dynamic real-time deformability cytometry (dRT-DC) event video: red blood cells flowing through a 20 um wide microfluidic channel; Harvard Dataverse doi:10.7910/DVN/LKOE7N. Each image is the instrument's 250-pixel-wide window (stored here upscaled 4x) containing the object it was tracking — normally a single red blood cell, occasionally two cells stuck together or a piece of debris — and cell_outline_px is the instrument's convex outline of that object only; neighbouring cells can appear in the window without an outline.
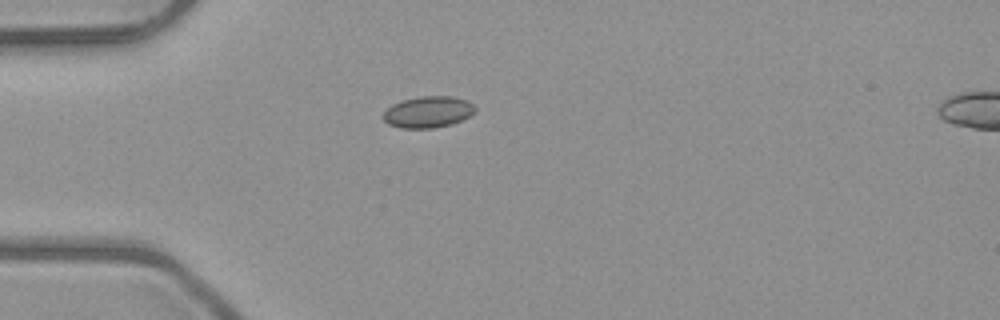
{"species": "common noctule bat (a hibernating species)", "species_latin": "Nyctalus noctula", "temperature_condition": "room temperature", "stored_images_in_passage": 4, "camera_frame_rate_fps": 3000, "um_per_image_px": 0.085, "animal": {"sex": "male", "body_mass_g": 23.1, "forearm_length_mm": 52.7}, "frame": {"image": 1, "passage_image": 4, "time_ms": 3.667, "image_size_px": [1000, 320], "cell_outline_px": [[476, 108], [468, 116], [452, 124], [432, 128], [400, 128], [388, 124], [384, 120], [384, 112], [392, 104], [404, 100], [420, 96], [452, 96], [464, 100], [472, 104]], "centroid_in_image_um": [36.35, 9.52], "position_along_channel_um": 48.6, "area_um2": 16.53}}